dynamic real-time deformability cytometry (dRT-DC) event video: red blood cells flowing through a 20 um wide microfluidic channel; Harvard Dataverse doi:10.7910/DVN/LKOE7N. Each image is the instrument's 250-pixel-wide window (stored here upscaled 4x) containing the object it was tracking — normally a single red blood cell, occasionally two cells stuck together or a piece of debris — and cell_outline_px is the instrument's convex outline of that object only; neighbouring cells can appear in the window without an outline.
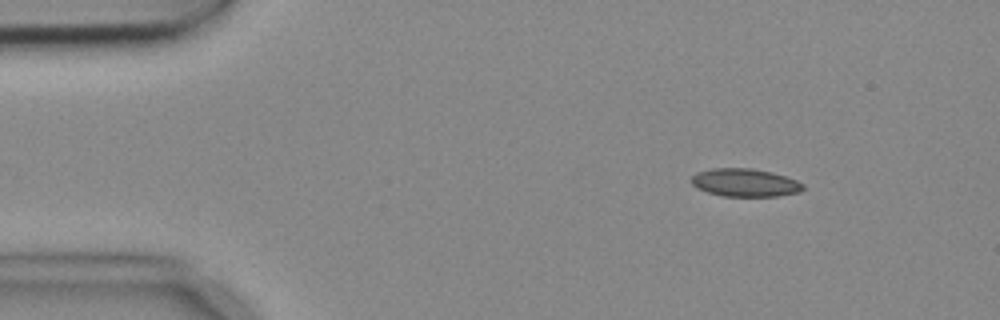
{"species": "common noctule bat (a hibernating species)", "species_latin": "Nyctalus noctula", "temperature_condition": "cold", "stored_images_in_passage": 5, "camera_frame_rate_fps": 3000, "um_per_image_px": 0.085, "animal": {"sex": "female", "body_mass_g": 18.4}, "frame": {"image": 1, "passage_image": 2, "time_ms": 0.333, "image_size_px": [1000, 320], "cell_outline_px": [[804, 188], [800, 192], [776, 196], [724, 196], [708, 192], [696, 188], [692, 184], [692, 176], [696, 172], [712, 168], [752, 168], [772, 172], [796, 180], [804, 184]], "centroid_in_image_um": [63.32, 15.52], "position_along_channel_um": 21.7, "area_um2": 18.21}}